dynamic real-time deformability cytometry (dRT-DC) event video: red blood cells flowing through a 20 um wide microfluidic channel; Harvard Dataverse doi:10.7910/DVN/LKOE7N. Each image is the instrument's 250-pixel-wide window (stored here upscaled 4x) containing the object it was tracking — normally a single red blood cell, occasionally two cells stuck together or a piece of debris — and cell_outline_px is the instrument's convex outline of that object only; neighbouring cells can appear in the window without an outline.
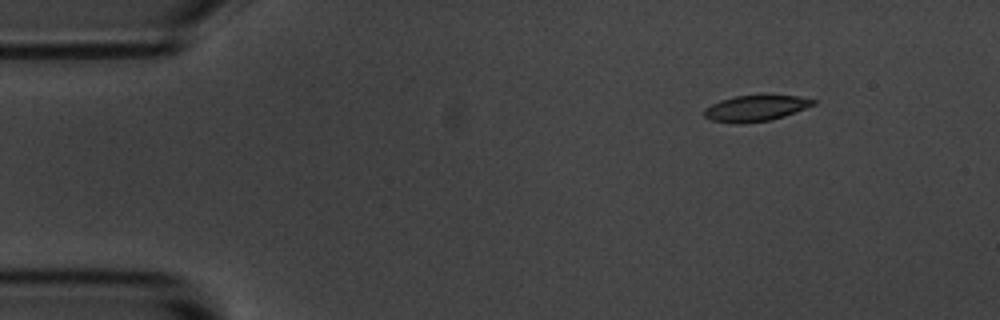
{"species": "common noctule bat (a hibernating species)", "species_latin": "Nyctalus noctula", "temperature_condition": "room temperature", "stored_images_in_passage": 4, "camera_frame_rate_fps": 3000, "um_per_image_px": 0.085, "animal": {"sex": "male", "body_mass_g": 20.1, "forearm_length_mm": 53.5}, "frame": {"image": 1, "passage_image": 1, "time_ms": 0.0, "image_size_px": [1000, 320], "cell_outline_px": [[816, 104], [784, 116], [772, 120], [740, 124], [736, 124], [712, 120], [704, 116], [704, 108], [720, 100], [736, 96], [800, 96], [816, 100]], "centroid_in_image_um": [64.22, 9.21], "position_along_channel_um": 20.8, "area_um2": 16.36}}
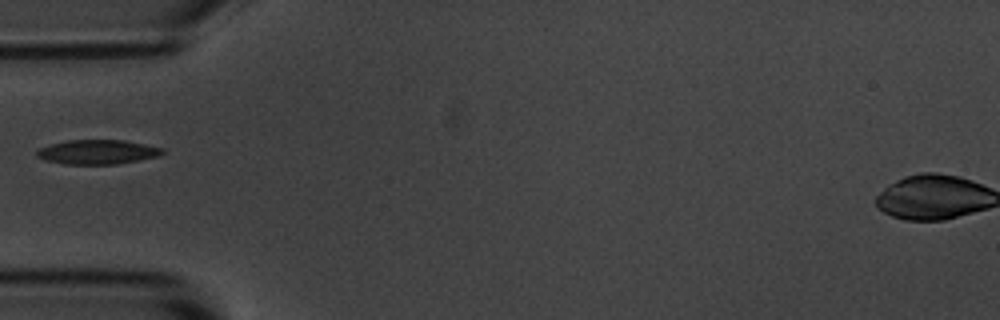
{"frame": {"image": 2, "passage_image": 4, "time_ms": 1.0, "image_size_px": [1000, 320], "cell_outline_px": [[164, 152], [160, 156], [116, 164], [64, 164], [44, 160], [36, 156], [36, 152], [40, 148], [52, 144], [68, 140], [124, 140], [164, 148]], "centroid_in_image_um": [8.3, 12.92], "position_along_channel_um": 76.7, "area_um2": 17.8}}